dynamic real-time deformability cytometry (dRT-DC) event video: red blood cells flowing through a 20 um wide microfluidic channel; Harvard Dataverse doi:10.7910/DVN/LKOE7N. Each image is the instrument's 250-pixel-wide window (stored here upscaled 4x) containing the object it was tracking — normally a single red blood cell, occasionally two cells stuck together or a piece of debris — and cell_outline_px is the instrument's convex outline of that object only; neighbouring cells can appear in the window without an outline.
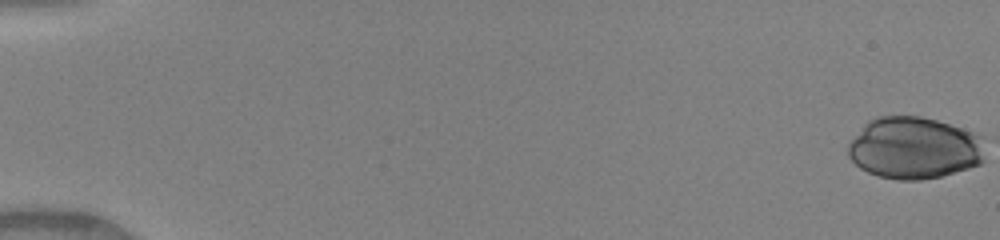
{"species": "human", "species_latin": "Homo sapiens", "temperature_condition": "warm", "stored_images_in_passage": 50, "camera_frame_rate_fps": 3000, "um_per_image_px": 0.085, "donor": {"sex": "female"}, "frame": {"image": 1, "passage_image": 1, "time_ms": 0.0, "image_size_px": [1000, 240], "cell_outline_px": [[984, 160], [980, 164], [968, 168], [940, 176], [920, 180], [896, 180], [880, 176], [868, 172], [860, 168], [848, 156], [848, 144], [864, 124], [868, 120], [876, 116], [920, 116], [936, 120], [984, 136]], "centroid_in_image_um": [77.71, 12.58], "position_along_channel_um": 7.3, "area_um2": 49.59}}
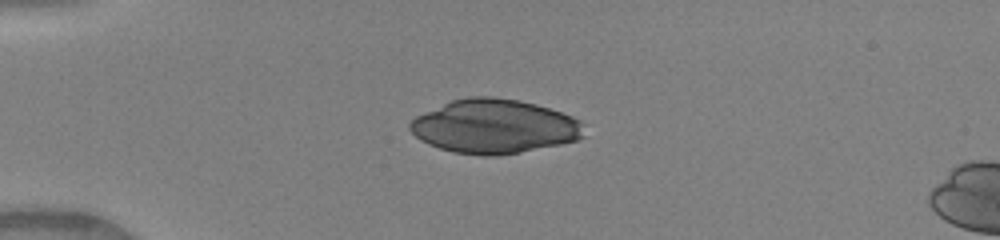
{"frame": {"image": 2, "passage_image": 14, "time_ms": 4.333, "image_size_px": [1000, 240], "cell_outline_px": [[584, 136], [576, 140], [560, 144], [520, 152], [496, 156], [484, 156], [452, 152], [428, 144], [420, 140], [408, 128], [408, 124], [416, 116], [452, 100], [468, 96], [492, 96], [520, 100], [536, 104], [572, 116], [580, 120]], "centroid_in_image_um": [41.99, 10.74], "position_along_channel_um": 43.0, "area_um2": 54.74}}
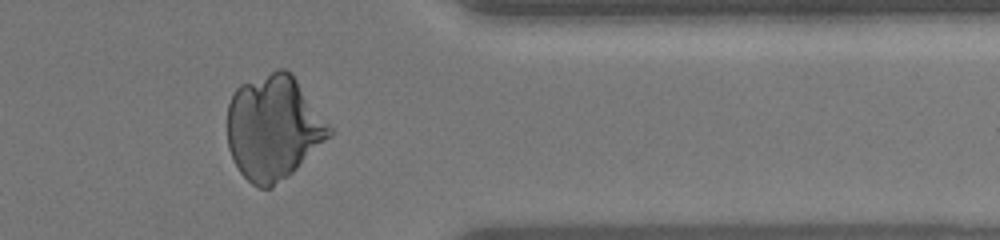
{"frame": {"image": 3, "passage_image": 42, "time_ms": 13.667, "image_size_px": [1000, 240], "cell_outline_px": [[332, 136], [288, 176], [272, 188], [260, 188], [252, 184], [240, 172], [228, 148], [228, 104], [236, 88], [240, 84], [276, 68], [284, 68], [292, 72], [332, 128]], "centroid_in_image_um": [23.26, 10.83], "position_along_channel_um": 388.1, "area_um2": 62.31}}